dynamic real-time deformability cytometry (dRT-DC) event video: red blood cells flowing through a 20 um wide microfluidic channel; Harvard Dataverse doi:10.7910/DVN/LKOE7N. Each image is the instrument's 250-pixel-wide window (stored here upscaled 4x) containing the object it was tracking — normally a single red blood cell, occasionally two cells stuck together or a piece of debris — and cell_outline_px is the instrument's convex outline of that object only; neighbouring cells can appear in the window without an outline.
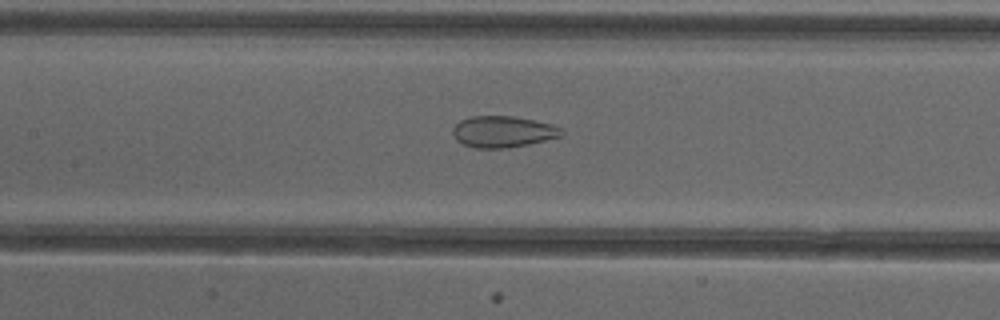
{"species": "common noctule bat (a hibernating species)", "species_latin": "Nyctalus noctula", "temperature_condition": "cold", "stored_images_in_passage": 51, "segment_of_instrument_passage": [2, 2], "camera_frame_rate_fps": 3000, "um_per_image_px": 0.085, "animal": {"sex": "female"}, "frame": {"image": 1, "passage_image": 24, "time_ms": 7.667, "image_size_px": [1000, 320], "cell_outline_px": [[564, 132], [560, 136], [528, 144], [508, 148], [476, 148], [464, 144], [456, 140], [452, 132], [452, 128], [460, 120], [472, 116], [512, 116], [552, 124], [564, 128]], "centroid_in_image_um": [42.74, 11.19], "position_along_channel_um": 164.7, "area_um2": 19.83}}
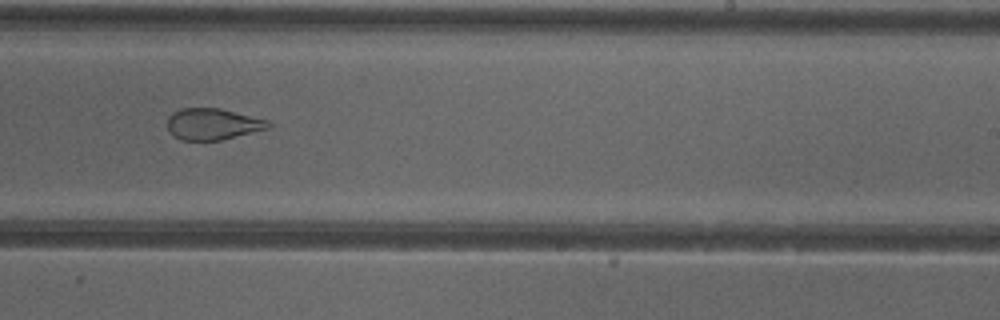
{"frame": {"image": 2, "passage_image": 32, "time_ms": 10.333, "image_size_px": [1000, 320], "cell_outline_px": [[272, 124], [268, 128], [220, 140], [180, 140], [172, 136], [168, 132], [168, 116], [172, 112], [180, 108], [220, 108], [268, 120]], "centroid_in_image_um": [18.03, 10.54], "position_along_channel_um": 271.0, "area_um2": 18.5}}
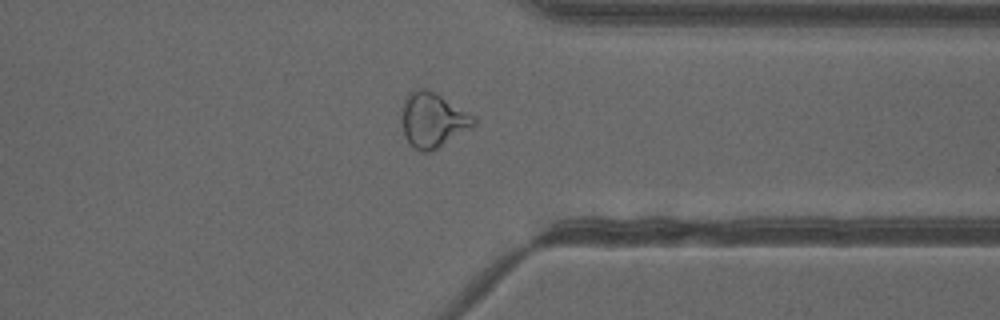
{"frame": {"image": 3, "passage_image": 40, "time_ms": 13.0, "image_size_px": [1000, 320], "cell_outline_px": [[476, 124], [472, 128], [432, 152], [420, 152], [408, 144], [404, 136], [400, 120], [400, 108], [408, 92], [416, 88], [428, 88], [436, 92], [476, 116]], "centroid_in_image_um": [36.76, 10.19], "position_along_channel_um": 374.6, "area_um2": 23.99}}